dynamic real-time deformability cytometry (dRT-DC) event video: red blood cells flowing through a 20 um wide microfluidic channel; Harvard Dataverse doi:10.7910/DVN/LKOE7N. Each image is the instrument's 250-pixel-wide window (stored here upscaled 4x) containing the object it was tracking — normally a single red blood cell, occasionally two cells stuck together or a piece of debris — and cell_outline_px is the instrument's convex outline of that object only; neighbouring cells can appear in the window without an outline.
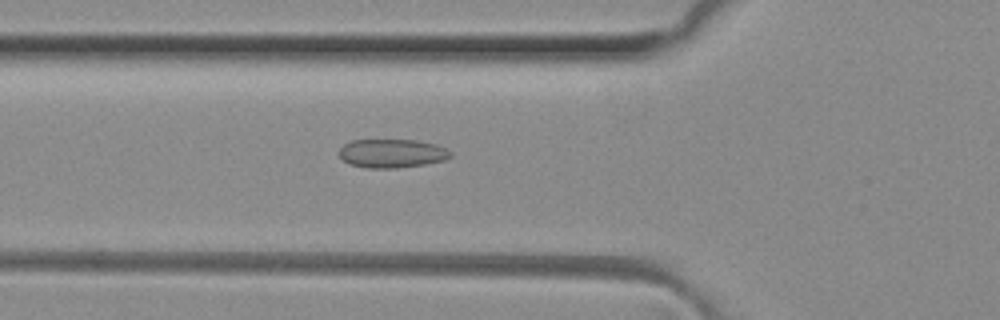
{"species": "common noctule bat (a hibernating species)", "species_latin": "Nyctalus noctula", "temperature_condition": "room temperature", "stored_images_in_passage": 44, "camera_frame_rate_fps": 3000, "um_per_image_px": 0.085, "animal": {"sex": "female", "body_mass_g": 29.2, "forearm_length_mm": 56.3}, "frame": {"image": 1, "passage_image": 13, "time_ms": 4.0, "image_size_px": [1000, 320], "cell_outline_px": [[452, 156], [444, 160], [424, 164], [396, 168], [368, 168], [348, 164], [340, 156], [340, 148], [344, 144], [352, 140], [416, 140], [436, 144], [452, 152]], "centroid_in_image_um": [33.31, 13.04], "position_along_channel_um": 92.5, "area_um2": 18.55}}
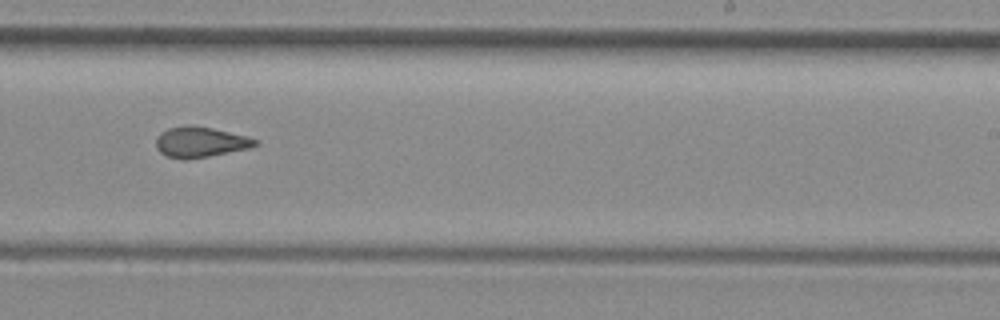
{"frame": {"image": 2, "passage_image": 26, "time_ms": 8.333, "image_size_px": [1000, 320], "cell_outline_px": [[260, 144], [248, 148], [208, 156], [184, 160], [168, 156], [160, 152], [156, 148], [156, 136], [160, 132], [168, 128], [184, 124], [192, 124], [212, 128], [248, 136], [260, 140]], "centroid_in_image_um": [17.02, 12.05], "position_along_channel_um": 272.0, "area_um2": 17.86}}
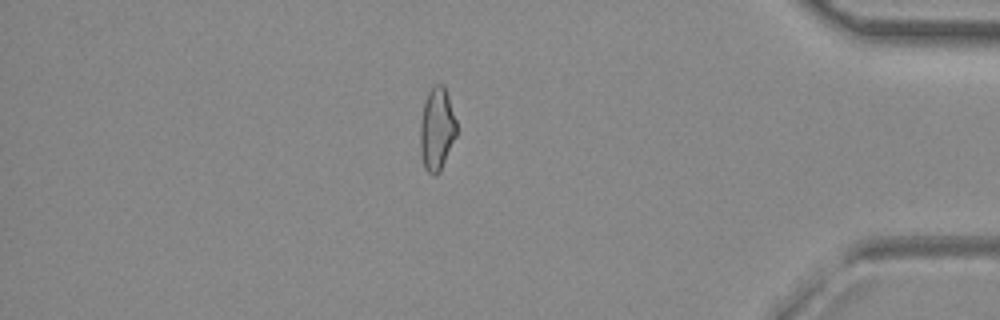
{"frame": {"image": 3, "passage_image": 38, "time_ms": 12.333, "image_size_px": [1000, 320], "cell_outline_px": [[456, 136], [440, 172], [436, 176], [432, 176], [424, 168], [420, 156], [420, 124], [424, 100], [428, 92], [436, 84], [444, 84], [456, 120]], "centroid_in_image_um": [37.11, 11.01], "position_along_channel_um": 398.1, "area_um2": 17.74}, "authors_computed_cell_mechanics": {"area_um2": 17.9469, "velocity_mm_per_s": 4.1402, "shape_relaxation_time_tau1_ms": null, "shape_relaxation_time_tau2_ms": 1.5037, "deformation_change_tau1": null, "deformation_change_tau2": 0.0736}}